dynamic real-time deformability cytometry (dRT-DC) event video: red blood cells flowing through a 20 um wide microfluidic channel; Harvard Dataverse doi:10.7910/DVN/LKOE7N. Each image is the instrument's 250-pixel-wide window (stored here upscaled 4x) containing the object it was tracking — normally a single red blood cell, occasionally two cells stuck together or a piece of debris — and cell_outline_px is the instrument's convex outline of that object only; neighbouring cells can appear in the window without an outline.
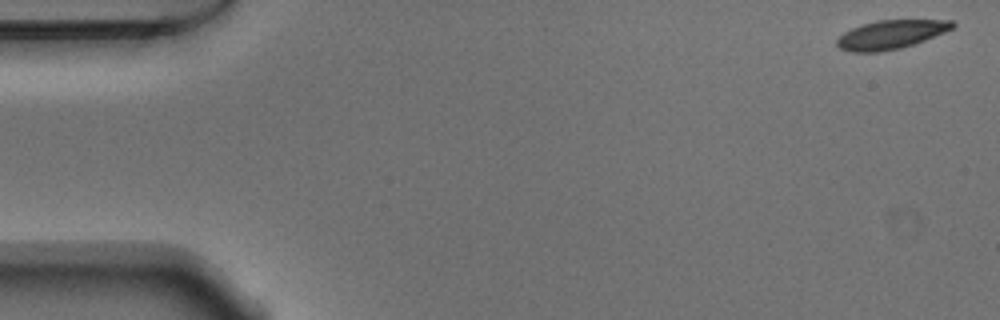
{"species": "Egyptian fruit bat (a non-hibernating species)", "species_latin": "Rousettus aegyptiacus", "temperature_condition": "warm", "stored_images_in_passage": 13, "camera_frame_rate_fps": 3000, "um_per_image_px": 0.085, "animal": {"sex": "male"}, "frame": {"image": 1, "passage_image": 1, "time_ms": 0.0, "image_size_px": [1000, 320], "cell_outline_px": [[956, 24], [952, 28], [944, 32], [924, 40], [900, 48], [880, 52], [852, 52], [840, 48], [836, 44], [836, 40], [844, 32], [860, 24], [876, 20], [952, 20]], "centroid_in_image_um": [75.69, 2.93], "position_along_channel_um": 9.3, "area_um2": 19.25}}
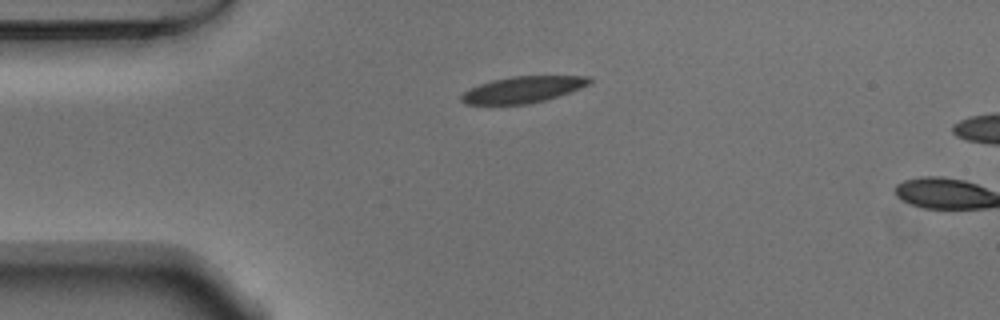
{"frame": {"image": 2, "passage_image": 12, "time_ms": 3.667, "image_size_px": [1000, 320], "cell_outline_px": [[592, 84], [544, 100], [528, 104], [464, 104], [460, 100], [460, 96], [468, 88], [492, 80], [512, 76], [592, 76]], "centroid_in_image_um": [44.43, 7.6], "position_along_channel_um": 40.6, "area_um2": 19.65}}